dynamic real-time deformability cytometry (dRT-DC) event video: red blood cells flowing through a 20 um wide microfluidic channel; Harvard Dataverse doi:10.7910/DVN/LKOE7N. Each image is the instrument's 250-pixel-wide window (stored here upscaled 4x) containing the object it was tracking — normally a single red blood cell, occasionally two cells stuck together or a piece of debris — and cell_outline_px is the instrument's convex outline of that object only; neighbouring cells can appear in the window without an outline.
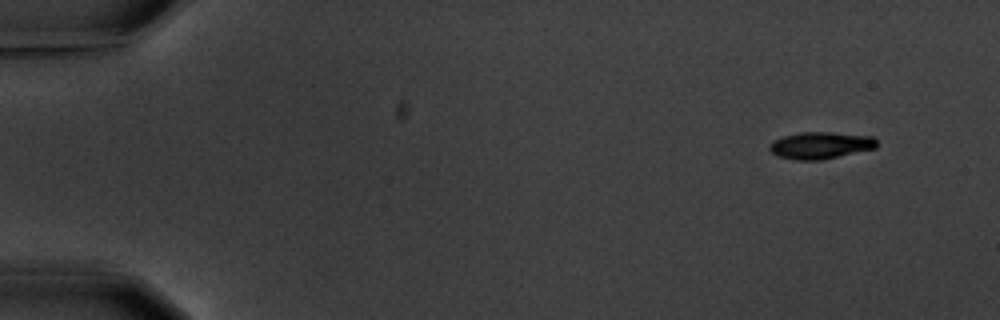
{"species": "common noctule bat (a hibernating species)", "species_latin": "Nyctalus noctula", "temperature_condition": "warm", "stored_images_in_passage": 5, "camera_frame_rate_fps": 3000, "um_per_image_px": 0.085, "animal": {"sex": "male", "body_mass_g": 20.1, "forearm_length_mm": 53.5}, "frame": {"image": 1, "passage_image": 1, "time_ms": 0.0, "image_size_px": [1000, 320], "cell_outline_px": [[876, 148], [820, 160], [796, 160], [776, 156], [768, 148], [768, 144], [784, 136], [800, 132], [832, 132], [872, 136], [876, 140]], "centroid_in_image_um": [69.72, 12.35], "position_along_channel_um": 15.3, "area_um2": 16.76}}
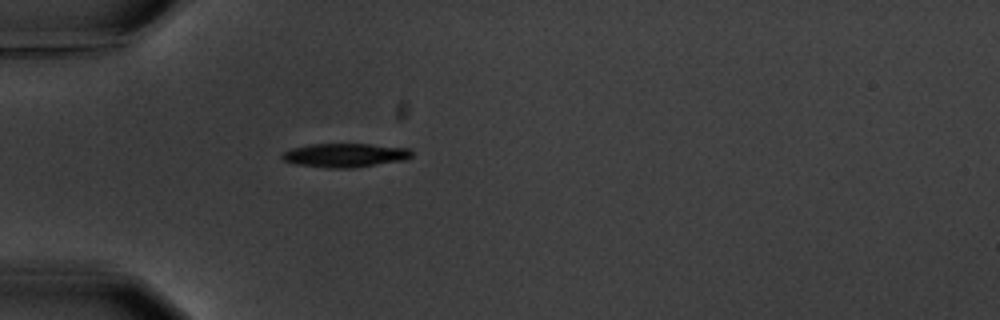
{"frame": {"image": 2, "passage_image": 5, "time_ms": 4.333, "image_size_px": [1000, 320], "cell_outline_px": [[412, 156], [404, 160], [352, 168], [328, 168], [296, 164], [284, 160], [280, 156], [284, 152], [292, 148], [312, 144], [368, 144], [408, 148], [412, 152]], "centroid_in_image_um": [29.33, 13.19], "position_along_channel_um": 55.7, "area_um2": 17.86}}